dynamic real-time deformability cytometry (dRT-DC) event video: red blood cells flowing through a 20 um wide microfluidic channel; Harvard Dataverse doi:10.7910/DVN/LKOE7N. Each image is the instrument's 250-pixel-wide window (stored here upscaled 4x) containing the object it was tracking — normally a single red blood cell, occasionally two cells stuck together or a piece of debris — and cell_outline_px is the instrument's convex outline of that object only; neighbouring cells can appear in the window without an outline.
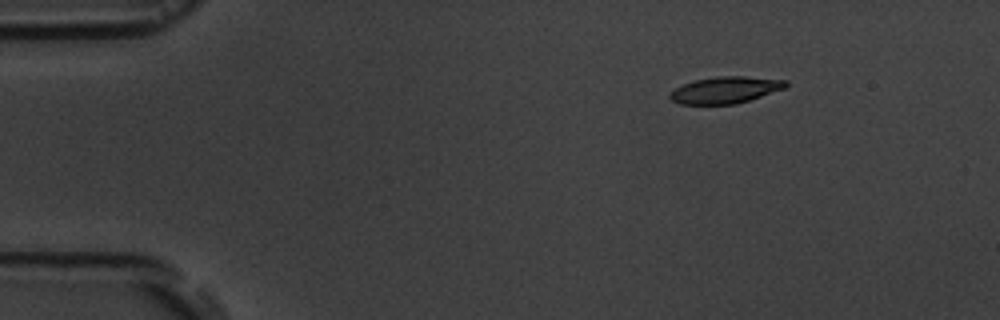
{"species": "common noctule bat (a hibernating species)", "species_latin": "Nyctalus noctula", "temperature_condition": "room temperature", "stored_images_in_passage": 9, "camera_frame_rate_fps": 3000, "um_per_image_px": 0.085, "animal": {"sex": "male", "body_mass_g": 19.5, "forearm_length_mm": 54.6}, "frame": {"image": 1, "passage_image": 3, "time_ms": 2.333, "image_size_px": [1000, 320], "cell_outline_px": [[788, 88], [736, 104], [680, 104], [672, 100], [668, 96], [676, 88], [684, 84], [696, 80], [716, 76], [744, 76], [788, 80]], "centroid_in_image_um": [61.72, 7.64], "position_along_channel_um": 23.3, "area_um2": 18.03}}
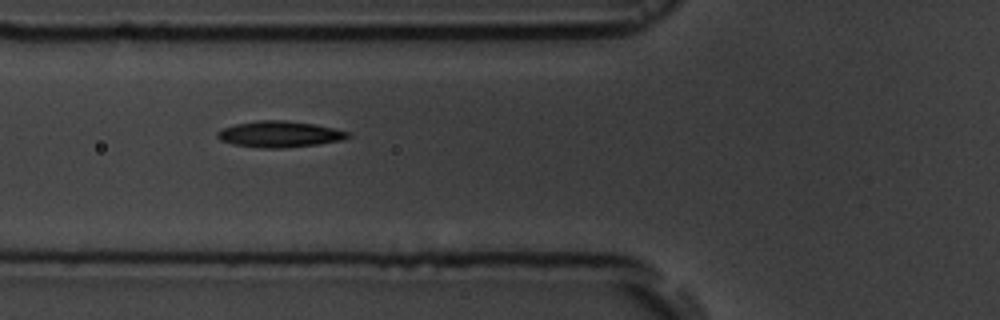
{"frame": {"image": 2, "passage_image": 7, "time_ms": 6.667, "image_size_px": [1000, 320], "cell_outline_px": [[352, 136], [344, 140], [320, 144], [284, 148], [260, 148], [232, 144], [220, 140], [216, 136], [216, 132], [224, 128], [236, 124], [260, 120], [284, 120], [312, 124], [332, 128], [348, 132]], "centroid_in_image_um": [23.76, 11.42], "position_along_channel_um": 102.0, "area_um2": 19.88}}
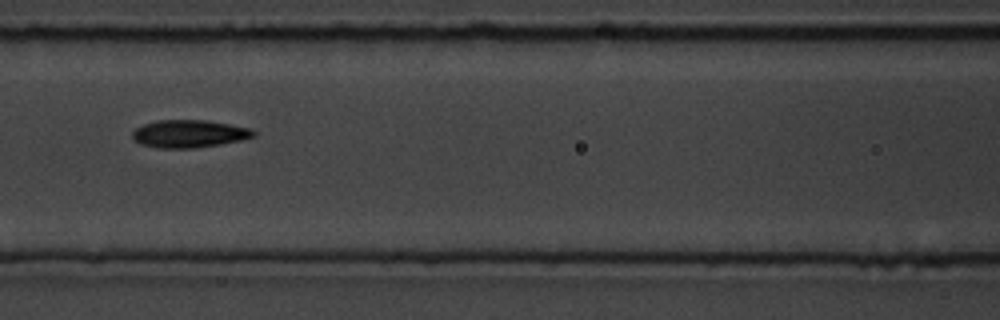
{"frame": {"image": 3, "passage_image": 8, "time_ms": 8.0, "image_size_px": [1000, 320], "cell_outline_px": [[256, 136], [240, 140], [220, 144], [196, 148], [156, 148], [140, 144], [132, 136], [132, 132], [136, 128], [144, 124], [156, 120], [208, 120], [252, 128], [256, 132]], "centroid_in_image_um": [16.09, 11.36], "position_along_channel_um": 150.5, "area_um2": 19.65}}